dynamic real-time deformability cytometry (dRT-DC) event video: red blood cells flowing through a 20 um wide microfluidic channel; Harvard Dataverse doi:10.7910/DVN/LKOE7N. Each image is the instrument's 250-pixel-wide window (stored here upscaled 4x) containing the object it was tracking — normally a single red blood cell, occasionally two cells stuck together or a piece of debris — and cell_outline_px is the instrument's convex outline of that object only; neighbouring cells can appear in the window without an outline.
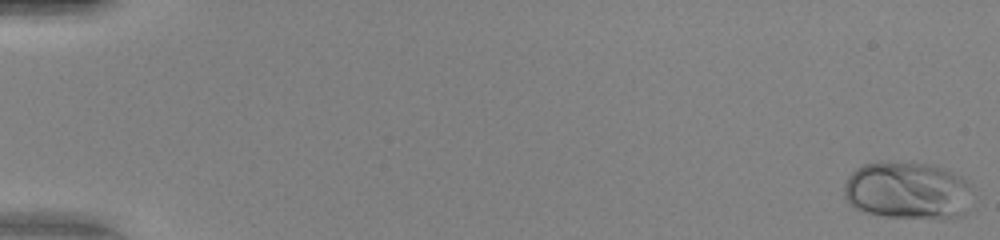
{"species": "human", "species_latin": "Homo sapiens", "temperature_condition": "warm", "stored_images_in_passage": 50, "camera_frame_rate_fps": 3000, "um_per_image_px": 0.085, "donor": {"sex": "female"}, "frame": {"image": 1, "passage_image": 1, "time_ms": 0.0, "image_size_px": [1000, 240], "cell_outline_px": [[968, 184], [964, 216], [944, 220], [936, 220], [884, 216], [868, 212], [856, 208], [844, 196], [844, 184], [848, 176], [856, 168], [864, 164], [880, 160], [884, 160], [932, 164], [948, 168], [960, 176]], "centroid_in_image_um": [77.11, 16.18], "position_along_channel_um": 7.9, "area_um2": 43.58}}
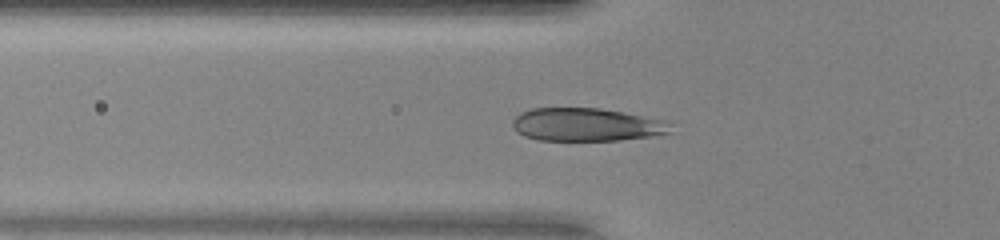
{"frame": {"image": 2, "passage_image": 19, "time_ms": 6.0, "image_size_px": [1000, 240], "cell_outline_px": [[672, 132], [652, 136], [620, 140], [536, 140], [524, 136], [516, 132], [512, 128], [512, 120], [520, 112], [532, 108], [600, 108], [664, 120]], "centroid_in_image_um": [49.76, 10.6], "position_along_channel_um": 76.0, "area_um2": 30.4}}
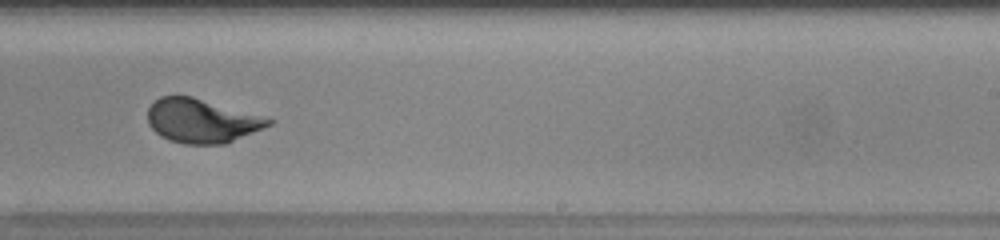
{"frame": {"image": 3, "passage_image": 33, "time_ms": 10.667, "image_size_px": [1000, 240], "cell_outline_px": [[276, 120], [272, 124], [228, 144], [184, 144], [168, 140], [160, 136], [148, 124], [148, 108], [160, 96], [192, 96]], "centroid_in_image_um": [17.15, 10.28], "position_along_channel_um": 271.9, "area_um2": 30.98}, "authors_computed_cell_mechanics": {"area_um2": 31.4143, "velocity_mm_per_s": 4.1959, "shape_relaxation_time_tau1_ms": 2.5983, "shape_relaxation_time_tau2_ms": null, "deformation_change_tau1": 0.1549, "deformation_change_tau2": null}}